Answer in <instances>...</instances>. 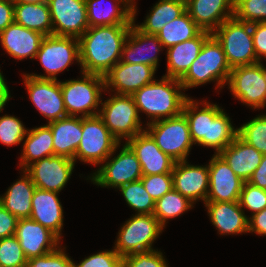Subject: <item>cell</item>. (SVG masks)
Masks as SVG:
<instances>
[{
	"label": "cell",
	"mask_w": 266,
	"mask_h": 267,
	"mask_svg": "<svg viewBox=\"0 0 266 267\" xmlns=\"http://www.w3.org/2000/svg\"><path fill=\"white\" fill-rule=\"evenodd\" d=\"M131 25L89 27L79 38L81 72L104 77L121 60Z\"/></svg>",
	"instance_id": "obj_1"
},
{
	"label": "cell",
	"mask_w": 266,
	"mask_h": 267,
	"mask_svg": "<svg viewBox=\"0 0 266 267\" xmlns=\"http://www.w3.org/2000/svg\"><path fill=\"white\" fill-rule=\"evenodd\" d=\"M188 97L183 105L182 113L187 118L189 130L194 144L212 147L219 154L238 136L229 116L216 104L204 101V108L199 110L198 104Z\"/></svg>",
	"instance_id": "obj_2"
},
{
	"label": "cell",
	"mask_w": 266,
	"mask_h": 267,
	"mask_svg": "<svg viewBox=\"0 0 266 267\" xmlns=\"http://www.w3.org/2000/svg\"><path fill=\"white\" fill-rule=\"evenodd\" d=\"M181 82L163 76L154 80L132 94L138 112H144L152 121L172 118L182 113L183 105L188 98L185 96Z\"/></svg>",
	"instance_id": "obj_3"
},
{
	"label": "cell",
	"mask_w": 266,
	"mask_h": 267,
	"mask_svg": "<svg viewBox=\"0 0 266 267\" xmlns=\"http://www.w3.org/2000/svg\"><path fill=\"white\" fill-rule=\"evenodd\" d=\"M231 70L221 44L211 34L203 43L198 57L179 81L184 90L210 81H217V88H222L228 83Z\"/></svg>",
	"instance_id": "obj_4"
},
{
	"label": "cell",
	"mask_w": 266,
	"mask_h": 267,
	"mask_svg": "<svg viewBox=\"0 0 266 267\" xmlns=\"http://www.w3.org/2000/svg\"><path fill=\"white\" fill-rule=\"evenodd\" d=\"M212 35L221 44L230 68L258 63L253 45L252 23L232 17Z\"/></svg>",
	"instance_id": "obj_5"
},
{
	"label": "cell",
	"mask_w": 266,
	"mask_h": 267,
	"mask_svg": "<svg viewBox=\"0 0 266 267\" xmlns=\"http://www.w3.org/2000/svg\"><path fill=\"white\" fill-rule=\"evenodd\" d=\"M83 79L60 81L67 116L90 117L99 115L101 92L105 89L103 76L81 72Z\"/></svg>",
	"instance_id": "obj_6"
},
{
	"label": "cell",
	"mask_w": 266,
	"mask_h": 267,
	"mask_svg": "<svg viewBox=\"0 0 266 267\" xmlns=\"http://www.w3.org/2000/svg\"><path fill=\"white\" fill-rule=\"evenodd\" d=\"M147 126L145 131L162 152L176 162L187 160L194 143L191 138L189 123L183 113L172 118L149 122Z\"/></svg>",
	"instance_id": "obj_7"
},
{
	"label": "cell",
	"mask_w": 266,
	"mask_h": 267,
	"mask_svg": "<svg viewBox=\"0 0 266 267\" xmlns=\"http://www.w3.org/2000/svg\"><path fill=\"white\" fill-rule=\"evenodd\" d=\"M101 105L99 116L119 143L121 138L128 140L145 131L132 95L115 93Z\"/></svg>",
	"instance_id": "obj_8"
},
{
	"label": "cell",
	"mask_w": 266,
	"mask_h": 267,
	"mask_svg": "<svg viewBox=\"0 0 266 267\" xmlns=\"http://www.w3.org/2000/svg\"><path fill=\"white\" fill-rule=\"evenodd\" d=\"M82 132L74 162L78 159L92 165L103 164L120 145L99 115L82 117Z\"/></svg>",
	"instance_id": "obj_9"
},
{
	"label": "cell",
	"mask_w": 266,
	"mask_h": 267,
	"mask_svg": "<svg viewBox=\"0 0 266 267\" xmlns=\"http://www.w3.org/2000/svg\"><path fill=\"white\" fill-rule=\"evenodd\" d=\"M162 231L163 226L153 214H135L118 232L114 250L121 257L154 250L152 243Z\"/></svg>",
	"instance_id": "obj_10"
},
{
	"label": "cell",
	"mask_w": 266,
	"mask_h": 267,
	"mask_svg": "<svg viewBox=\"0 0 266 267\" xmlns=\"http://www.w3.org/2000/svg\"><path fill=\"white\" fill-rule=\"evenodd\" d=\"M40 60L45 75L30 74L40 79H55L57 74L64 71L72 61L80 63L79 39L75 37L44 36L35 56Z\"/></svg>",
	"instance_id": "obj_11"
},
{
	"label": "cell",
	"mask_w": 266,
	"mask_h": 267,
	"mask_svg": "<svg viewBox=\"0 0 266 267\" xmlns=\"http://www.w3.org/2000/svg\"><path fill=\"white\" fill-rule=\"evenodd\" d=\"M117 156L112 154L103 162L105 164L92 174L90 178L94 184L101 187L119 188L140 180L143 176L138 158L132 149L125 143ZM108 160V162H106Z\"/></svg>",
	"instance_id": "obj_12"
},
{
	"label": "cell",
	"mask_w": 266,
	"mask_h": 267,
	"mask_svg": "<svg viewBox=\"0 0 266 267\" xmlns=\"http://www.w3.org/2000/svg\"><path fill=\"white\" fill-rule=\"evenodd\" d=\"M227 84L242 103L254 109L266 106V82L261 62L232 68Z\"/></svg>",
	"instance_id": "obj_13"
},
{
	"label": "cell",
	"mask_w": 266,
	"mask_h": 267,
	"mask_svg": "<svg viewBox=\"0 0 266 267\" xmlns=\"http://www.w3.org/2000/svg\"><path fill=\"white\" fill-rule=\"evenodd\" d=\"M52 35L80 38L89 28L85 0H49Z\"/></svg>",
	"instance_id": "obj_14"
},
{
	"label": "cell",
	"mask_w": 266,
	"mask_h": 267,
	"mask_svg": "<svg viewBox=\"0 0 266 267\" xmlns=\"http://www.w3.org/2000/svg\"><path fill=\"white\" fill-rule=\"evenodd\" d=\"M23 76L29 99L48 123L67 116L59 80Z\"/></svg>",
	"instance_id": "obj_15"
},
{
	"label": "cell",
	"mask_w": 266,
	"mask_h": 267,
	"mask_svg": "<svg viewBox=\"0 0 266 267\" xmlns=\"http://www.w3.org/2000/svg\"><path fill=\"white\" fill-rule=\"evenodd\" d=\"M74 166V160L54 155L33 162L25 171L37 188L59 193L68 182Z\"/></svg>",
	"instance_id": "obj_16"
},
{
	"label": "cell",
	"mask_w": 266,
	"mask_h": 267,
	"mask_svg": "<svg viewBox=\"0 0 266 267\" xmlns=\"http://www.w3.org/2000/svg\"><path fill=\"white\" fill-rule=\"evenodd\" d=\"M208 169L209 191L206 202L239 201L244 181L234 173L219 154L213 155Z\"/></svg>",
	"instance_id": "obj_17"
},
{
	"label": "cell",
	"mask_w": 266,
	"mask_h": 267,
	"mask_svg": "<svg viewBox=\"0 0 266 267\" xmlns=\"http://www.w3.org/2000/svg\"><path fill=\"white\" fill-rule=\"evenodd\" d=\"M156 70L147 64L125 63L121 60L104 76L105 89L115 88L116 94L132 95L134 92L152 83Z\"/></svg>",
	"instance_id": "obj_18"
},
{
	"label": "cell",
	"mask_w": 266,
	"mask_h": 267,
	"mask_svg": "<svg viewBox=\"0 0 266 267\" xmlns=\"http://www.w3.org/2000/svg\"><path fill=\"white\" fill-rule=\"evenodd\" d=\"M136 12L137 11L134 4L133 23L123 44L121 61L130 64H147L157 70L159 61L158 53L160 49L162 51V48L164 47L157 35L144 33L135 26ZM145 53L150 54L146 56Z\"/></svg>",
	"instance_id": "obj_19"
},
{
	"label": "cell",
	"mask_w": 266,
	"mask_h": 267,
	"mask_svg": "<svg viewBox=\"0 0 266 267\" xmlns=\"http://www.w3.org/2000/svg\"><path fill=\"white\" fill-rule=\"evenodd\" d=\"M14 236L27 259L55 251L60 242L53 232L30 218L18 219Z\"/></svg>",
	"instance_id": "obj_20"
},
{
	"label": "cell",
	"mask_w": 266,
	"mask_h": 267,
	"mask_svg": "<svg viewBox=\"0 0 266 267\" xmlns=\"http://www.w3.org/2000/svg\"><path fill=\"white\" fill-rule=\"evenodd\" d=\"M173 188L191 202L201 199L206 202L209 191V169L207 166H194L186 160L177 161L172 171Z\"/></svg>",
	"instance_id": "obj_21"
},
{
	"label": "cell",
	"mask_w": 266,
	"mask_h": 267,
	"mask_svg": "<svg viewBox=\"0 0 266 267\" xmlns=\"http://www.w3.org/2000/svg\"><path fill=\"white\" fill-rule=\"evenodd\" d=\"M126 144L138 158L143 175L172 173L176 161L162 152L146 131L128 139Z\"/></svg>",
	"instance_id": "obj_22"
},
{
	"label": "cell",
	"mask_w": 266,
	"mask_h": 267,
	"mask_svg": "<svg viewBox=\"0 0 266 267\" xmlns=\"http://www.w3.org/2000/svg\"><path fill=\"white\" fill-rule=\"evenodd\" d=\"M186 11L202 31L211 34L234 17L235 0H185Z\"/></svg>",
	"instance_id": "obj_23"
},
{
	"label": "cell",
	"mask_w": 266,
	"mask_h": 267,
	"mask_svg": "<svg viewBox=\"0 0 266 267\" xmlns=\"http://www.w3.org/2000/svg\"><path fill=\"white\" fill-rule=\"evenodd\" d=\"M44 35L15 22L0 32L2 47L14 59H34Z\"/></svg>",
	"instance_id": "obj_24"
},
{
	"label": "cell",
	"mask_w": 266,
	"mask_h": 267,
	"mask_svg": "<svg viewBox=\"0 0 266 267\" xmlns=\"http://www.w3.org/2000/svg\"><path fill=\"white\" fill-rule=\"evenodd\" d=\"M57 195V192L36 187L31 200L30 219L40 223L61 239L63 208Z\"/></svg>",
	"instance_id": "obj_25"
},
{
	"label": "cell",
	"mask_w": 266,
	"mask_h": 267,
	"mask_svg": "<svg viewBox=\"0 0 266 267\" xmlns=\"http://www.w3.org/2000/svg\"><path fill=\"white\" fill-rule=\"evenodd\" d=\"M212 224L219 234H241L248 232V218L240 206L235 202H205Z\"/></svg>",
	"instance_id": "obj_26"
},
{
	"label": "cell",
	"mask_w": 266,
	"mask_h": 267,
	"mask_svg": "<svg viewBox=\"0 0 266 267\" xmlns=\"http://www.w3.org/2000/svg\"><path fill=\"white\" fill-rule=\"evenodd\" d=\"M53 135L54 155L74 160L82 139V117L66 116L47 123Z\"/></svg>",
	"instance_id": "obj_27"
},
{
	"label": "cell",
	"mask_w": 266,
	"mask_h": 267,
	"mask_svg": "<svg viewBox=\"0 0 266 267\" xmlns=\"http://www.w3.org/2000/svg\"><path fill=\"white\" fill-rule=\"evenodd\" d=\"M210 35V32L201 31L193 39L167 48V73L164 76L180 80L198 57L203 43Z\"/></svg>",
	"instance_id": "obj_28"
},
{
	"label": "cell",
	"mask_w": 266,
	"mask_h": 267,
	"mask_svg": "<svg viewBox=\"0 0 266 267\" xmlns=\"http://www.w3.org/2000/svg\"><path fill=\"white\" fill-rule=\"evenodd\" d=\"M219 155L234 173L247 182L259 166L263 154L237 136Z\"/></svg>",
	"instance_id": "obj_29"
},
{
	"label": "cell",
	"mask_w": 266,
	"mask_h": 267,
	"mask_svg": "<svg viewBox=\"0 0 266 267\" xmlns=\"http://www.w3.org/2000/svg\"><path fill=\"white\" fill-rule=\"evenodd\" d=\"M112 1L115 4L105 8L103 0H85L89 27L133 23V6L127 0Z\"/></svg>",
	"instance_id": "obj_30"
},
{
	"label": "cell",
	"mask_w": 266,
	"mask_h": 267,
	"mask_svg": "<svg viewBox=\"0 0 266 267\" xmlns=\"http://www.w3.org/2000/svg\"><path fill=\"white\" fill-rule=\"evenodd\" d=\"M23 173V177L14 182L5 195L0 196V204L18 219L30 218L31 200L36 189L31 176L25 170Z\"/></svg>",
	"instance_id": "obj_31"
},
{
	"label": "cell",
	"mask_w": 266,
	"mask_h": 267,
	"mask_svg": "<svg viewBox=\"0 0 266 267\" xmlns=\"http://www.w3.org/2000/svg\"><path fill=\"white\" fill-rule=\"evenodd\" d=\"M54 156L53 135L46 124L27 131L20 160V167L25 170L33 162Z\"/></svg>",
	"instance_id": "obj_32"
},
{
	"label": "cell",
	"mask_w": 266,
	"mask_h": 267,
	"mask_svg": "<svg viewBox=\"0 0 266 267\" xmlns=\"http://www.w3.org/2000/svg\"><path fill=\"white\" fill-rule=\"evenodd\" d=\"M14 22L44 36L52 35V20L47 3H14Z\"/></svg>",
	"instance_id": "obj_33"
},
{
	"label": "cell",
	"mask_w": 266,
	"mask_h": 267,
	"mask_svg": "<svg viewBox=\"0 0 266 267\" xmlns=\"http://www.w3.org/2000/svg\"><path fill=\"white\" fill-rule=\"evenodd\" d=\"M185 11V0H159L144 23L135 26L144 33L156 35L166 23L178 18Z\"/></svg>",
	"instance_id": "obj_34"
},
{
	"label": "cell",
	"mask_w": 266,
	"mask_h": 267,
	"mask_svg": "<svg viewBox=\"0 0 266 267\" xmlns=\"http://www.w3.org/2000/svg\"><path fill=\"white\" fill-rule=\"evenodd\" d=\"M202 30L185 11L178 18L166 23L156 34L163 47L169 48L196 37Z\"/></svg>",
	"instance_id": "obj_35"
},
{
	"label": "cell",
	"mask_w": 266,
	"mask_h": 267,
	"mask_svg": "<svg viewBox=\"0 0 266 267\" xmlns=\"http://www.w3.org/2000/svg\"><path fill=\"white\" fill-rule=\"evenodd\" d=\"M191 207L193 202L173 188L155 202L153 215L165 227L168 219L180 216Z\"/></svg>",
	"instance_id": "obj_36"
},
{
	"label": "cell",
	"mask_w": 266,
	"mask_h": 267,
	"mask_svg": "<svg viewBox=\"0 0 266 267\" xmlns=\"http://www.w3.org/2000/svg\"><path fill=\"white\" fill-rule=\"evenodd\" d=\"M126 203L136 210L137 214H153L155 209V201L143 186L141 180L130 182L118 188Z\"/></svg>",
	"instance_id": "obj_37"
},
{
	"label": "cell",
	"mask_w": 266,
	"mask_h": 267,
	"mask_svg": "<svg viewBox=\"0 0 266 267\" xmlns=\"http://www.w3.org/2000/svg\"><path fill=\"white\" fill-rule=\"evenodd\" d=\"M238 136L266 155V114L258 115L238 128Z\"/></svg>",
	"instance_id": "obj_38"
},
{
	"label": "cell",
	"mask_w": 266,
	"mask_h": 267,
	"mask_svg": "<svg viewBox=\"0 0 266 267\" xmlns=\"http://www.w3.org/2000/svg\"><path fill=\"white\" fill-rule=\"evenodd\" d=\"M234 17L242 22H266V0H235Z\"/></svg>",
	"instance_id": "obj_39"
},
{
	"label": "cell",
	"mask_w": 266,
	"mask_h": 267,
	"mask_svg": "<svg viewBox=\"0 0 266 267\" xmlns=\"http://www.w3.org/2000/svg\"><path fill=\"white\" fill-rule=\"evenodd\" d=\"M27 261L15 236L0 239V267H26Z\"/></svg>",
	"instance_id": "obj_40"
},
{
	"label": "cell",
	"mask_w": 266,
	"mask_h": 267,
	"mask_svg": "<svg viewBox=\"0 0 266 267\" xmlns=\"http://www.w3.org/2000/svg\"><path fill=\"white\" fill-rule=\"evenodd\" d=\"M26 129L15 116L5 114L0 117V142L6 146L16 145L23 141L27 134Z\"/></svg>",
	"instance_id": "obj_41"
},
{
	"label": "cell",
	"mask_w": 266,
	"mask_h": 267,
	"mask_svg": "<svg viewBox=\"0 0 266 267\" xmlns=\"http://www.w3.org/2000/svg\"><path fill=\"white\" fill-rule=\"evenodd\" d=\"M239 203L242 209H249L251 214L260 212L266 208V190L244 182Z\"/></svg>",
	"instance_id": "obj_42"
},
{
	"label": "cell",
	"mask_w": 266,
	"mask_h": 267,
	"mask_svg": "<svg viewBox=\"0 0 266 267\" xmlns=\"http://www.w3.org/2000/svg\"><path fill=\"white\" fill-rule=\"evenodd\" d=\"M140 180L155 202L173 189L172 173L143 175Z\"/></svg>",
	"instance_id": "obj_43"
},
{
	"label": "cell",
	"mask_w": 266,
	"mask_h": 267,
	"mask_svg": "<svg viewBox=\"0 0 266 267\" xmlns=\"http://www.w3.org/2000/svg\"><path fill=\"white\" fill-rule=\"evenodd\" d=\"M122 267H168L162 252L157 249L122 257Z\"/></svg>",
	"instance_id": "obj_44"
},
{
	"label": "cell",
	"mask_w": 266,
	"mask_h": 267,
	"mask_svg": "<svg viewBox=\"0 0 266 267\" xmlns=\"http://www.w3.org/2000/svg\"><path fill=\"white\" fill-rule=\"evenodd\" d=\"M73 260L58 247L55 251L44 256L28 259L26 267H73Z\"/></svg>",
	"instance_id": "obj_45"
},
{
	"label": "cell",
	"mask_w": 266,
	"mask_h": 267,
	"mask_svg": "<svg viewBox=\"0 0 266 267\" xmlns=\"http://www.w3.org/2000/svg\"><path fill=\"white\" fill-rule=\"evenodd\" d=\"M73 267H122V257L113 249L88 256Z\"/></svg>",
	"instance_id": "obj_46"
},
{
	"label": "cell",
	"mask_w": 266,
	"mask_h": 267,
	"mask_svg": "<svg viewBox=\"0 0 266 267\" xmlns=\"http://www.w3.org/2000/svg\"><path fill=\"white\" fill-rule=\"evenodd\" d=\"M253 45L257 60L266 58V22L252 23Z\"/></svg>",
	"instance_id": "obj_47"
},
{
	"label": "cell",
	"mask_w": 266,
	"mask_h": 267,
	"mask_svg": "<svg viewBox=\"0 0 266 267\" xmlns=\"http://www.w3.org/2000/svg\"><path fill=\"white\" fill-rule=\"evenodd\" d=\"M18 218L0 204V239L15 235Z\"/></svg>",
	"instance_id": "obj_48"
},
{
	"label": "cell",
	"mask_w": 266,
	"mask_h": 267,
	"mask_svg": "<svg viewBox=\"0 0 266 267\" xmlns=\"http://www.w3.org/2000/svg\"><path fill=\"white\" fill-rule=\"evenodd\" d=\"M248 218V232L266 235V208Z\"/></svg>",
	"instance_id": "obj_49"
},
{
	"label": "cell",
	"mask_w": 266,
	"mask_h": 267,
	"mask_svg": "<svg viewBox=\"0 0 266 267\" xmlns=\"http://www.w3.org/2000/svg\"><path fill=\"white\" fill-rule=\"evenodd\" d=\"M14 22V1L0 0V32Z\"/></svg>",
	"instance_id": "obj_50"
},
{
	"label": "cell",
	"mask_w": 266,
	"mask_h": 267,
	"mask_svg": "<svg viewBox=\"0 0 266 267\" xmlns=\"http://www.w3.org/2000/svg\"><path fill=\"white\" fill-rule=\"evenodd\" d=\"M247 182L266 190V155H263L259 166L255 169Z\"/></svg>",
	"instance_id": "obj_51"
},
{
	"label": "cell",
	"mask_w": 266,
	"mask_h": 267,
	"mask_svg": "<svg viewBox=\"0 0 266 267\" xmlns=\"http://www.w3.org/2000/svg\"><path fill=\"white\" fill-rule=\"evenodd\" d=\"M10 91L5 83L4 76L0 72V112L5 107L7 101L10 99Z\"/></svg>",
	"instance_id": "obj_52"
},
{
	"label": "cell",
	"mask_w": 266,
	"mask_h": 267,
	"mask_svg": "<svg viewBox=\"0 0 266 267\" xmlns=\"http://www.w3.org/2000/svg\"><path fill=\"white\" fill-rule=\"evenodd\" d=\"M49 0H14V3H31V4H41V3H47Z\"/></svg>",
	"instance_id": "obj_53"
},
{
	"label": "cell",
	"mask_w": 266,
	"mask_h": 267,
	"mask_svg": "<svg viewBox=\"0 0 266 267\" xmlns=\"http://www.w3.org/2000/svg\"><path fill=\"white\" fill-rule=\"evenodd\" d=\"M263 77L266 82V67L263 66Z\"/></svg>",
	"instance_id": "obj_54"
},
{
	"label": "cell",
	"mask_w": 266,
	"mask_h": 267,
	"mask_svg": "<svg viewBox=\"0 0 266 267\" xmlns=\"http://www.w3.org/2000/svg\"><path fill=\"white\" fill-rule=\"evenodd\" d=\"M132 6L134 5L135 2H133L134 0H127Z\"/></svg>",
	"instance_id": "obj_55"
}]
</instances>
